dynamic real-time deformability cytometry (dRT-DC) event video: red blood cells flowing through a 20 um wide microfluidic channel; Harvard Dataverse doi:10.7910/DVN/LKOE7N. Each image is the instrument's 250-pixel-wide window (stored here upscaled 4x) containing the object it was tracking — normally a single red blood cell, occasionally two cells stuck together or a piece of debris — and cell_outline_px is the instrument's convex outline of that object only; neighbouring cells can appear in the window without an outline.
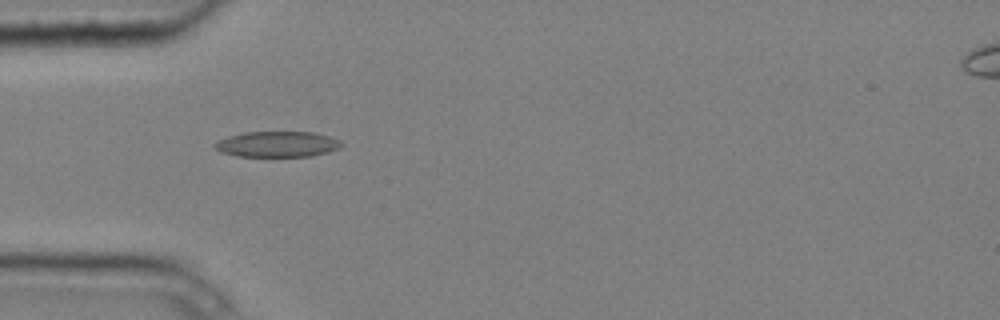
{"species": "common noctule bat (a hibernating species)", "species_latin": "Nyctalus noctula", "temperature_condition": "cold", "stored_images_in_passage": 3, "camera_frame_rate_fps": 3000, "um_per_image_px": 0.085, "animal": {"sex": "male", "body_mass_g": 20.4}, "frame": {"image": 1, "passage_image": 3, "time_ms": 0.667, "image_size_px": [1000, 320], "cell_outline_px": [[344, 144], [340, 148], [328, 152], [312, 156], [236, 156], [220, 152], [212, 144], [228, 136], [244, 132], [312, 132], [328, 136], [340, 140]], "centroid_in_image_um": [23.58, 12.26], "position_along_channel_um": 61.4, "area_um2": 18.96}}